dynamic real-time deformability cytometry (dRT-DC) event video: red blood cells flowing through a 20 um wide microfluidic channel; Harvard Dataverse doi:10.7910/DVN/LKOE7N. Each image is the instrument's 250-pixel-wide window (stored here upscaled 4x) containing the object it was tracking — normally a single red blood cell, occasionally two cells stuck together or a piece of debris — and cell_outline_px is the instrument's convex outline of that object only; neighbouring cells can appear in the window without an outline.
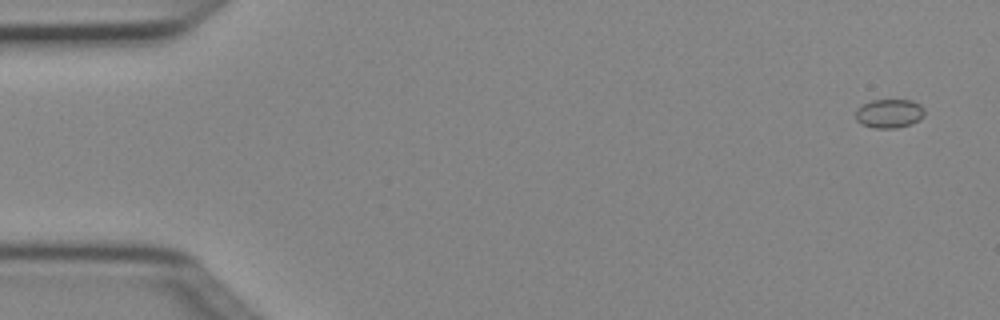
{"species": "Egyptian fruit bat (a non-hibernating species)", "species_latin": "Rousettus aegyptiacus", "temperature_condition": "cold", "stored_images_in_passage": 4, "camera_frame_rate_fps": 3000, "um_per_image_px": 0.085, "animal": {"sex": "female"}, "frame": {"image": 1, "passage_image": 1, "time_ms": 0.0, "image_size_px": [1000, 320], "cell_outline_px": [[924, 116], [920, 120], [912, 124], [896, 128], [872, 128], [860, 124], [856, 120], [856, 108], [872, 100], [912, 100], [920, 104], [924, 108]], "centroid_in_image_um": [75.59, 9.66], "position_along_channel_um": 9.4, "area_um2": 11.79}}